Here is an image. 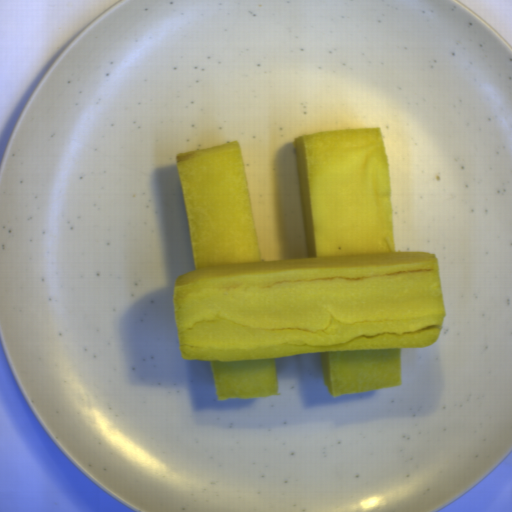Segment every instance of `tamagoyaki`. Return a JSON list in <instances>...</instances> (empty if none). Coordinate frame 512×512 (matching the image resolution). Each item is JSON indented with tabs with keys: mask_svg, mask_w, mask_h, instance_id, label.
Masks as SVG:
<instances>
[{
	"mask_svg": "<svg viewBox=\"0 0 512 512\" xmlns=\"http://www.w3.org/2000/svg\"><path fill=\"white\" fill-rule=\"evenodd\" d=\"M306 257L263 261L240 142L176 154L194 269L177 277L185 360L209 361L218 401L279 394L276 359L320 353L332 398L402 384V350L435 344L438 260L395 251L382 131L293 140Z\"/></svg>",
	"mask_w": 512,
	"mask_h": 512,
	"instance_id": "81b7327e",
	"label": "tamagoyaki"
}]
</instances>
